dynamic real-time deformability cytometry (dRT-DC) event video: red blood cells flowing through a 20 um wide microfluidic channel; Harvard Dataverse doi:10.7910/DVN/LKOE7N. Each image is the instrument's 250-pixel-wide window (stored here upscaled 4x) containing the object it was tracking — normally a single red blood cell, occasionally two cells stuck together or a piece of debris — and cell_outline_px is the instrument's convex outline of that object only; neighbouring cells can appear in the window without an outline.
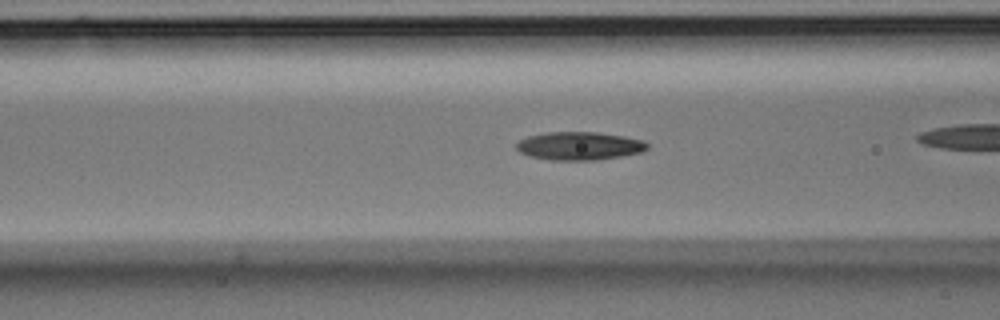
{"species": "Egyptian fruit bat (a non-hibernating species)", "species_latin": "Rousettus aegyptiacus", "temperature_condition": "room temperature", "stored_images_in_passage": 40, "camera_frame_rate_fps": 3000, "um_per_image_px": 0.085, "animal": {"sex": "male"}, "frame": {"image": 1, "passage_image": 18, "time_ms": 5.667, "image_size_px": [1000, 320], "cell_outline_px": [[648, 148], [640, 152], [620, 156], [596, 160], [552, 160], [532, 156], [520, 152], [516, 148], [516, 144], [520, 140], [528, 136], [548, 132], [596, 132], [624, 136], [644, 140], [648, 144]], "centroid_in_image_um": [49.26, 12.4], "position_along_channel_um": 117.3, "area_um2": 21.33}}